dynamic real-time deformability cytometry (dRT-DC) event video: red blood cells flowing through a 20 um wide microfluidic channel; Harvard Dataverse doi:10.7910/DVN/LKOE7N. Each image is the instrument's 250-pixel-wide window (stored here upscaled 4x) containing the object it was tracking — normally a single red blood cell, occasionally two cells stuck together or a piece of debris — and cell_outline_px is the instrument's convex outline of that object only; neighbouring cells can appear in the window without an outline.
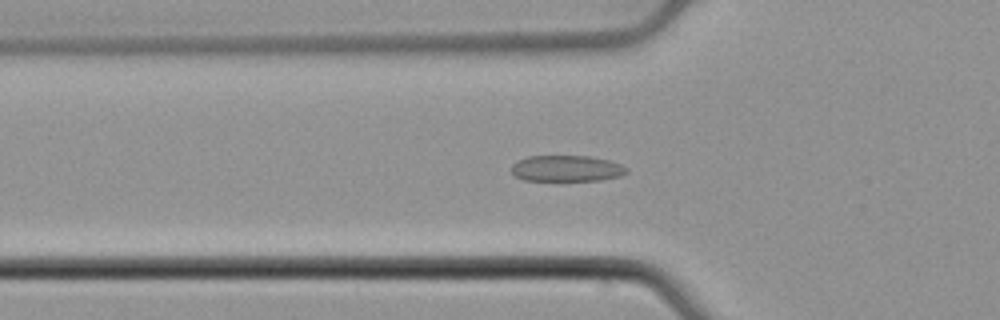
{"species": "common noctule bat (a hibernating species)", "species_latin": "Nyctalus noctula", "temperature_condition": "cold", "stored_images_in_passage": 54, "camera_frame_rate_fps": 3000, "um_per_image_px": 0.085, "animal": {"sex": "male", "body_mass_g": 21.5, "forearm_length_mm": 52.0}, "frame": {"image": 1, "passage_image": 18, "time_ms": 5.667, "image_size_px": [1000, 320], "cell_outline_px": [[628, 172], [620, 176], [600, 180], [524, 180], [512, 176], [512, 164], [528, 156], [592, 156], [608, 160], [620, 164], [628, 168]], "centroid_in_image_um": [48.16, 14.32], "position_along_channel_um": 77.6, "area_um2": 17.51}}
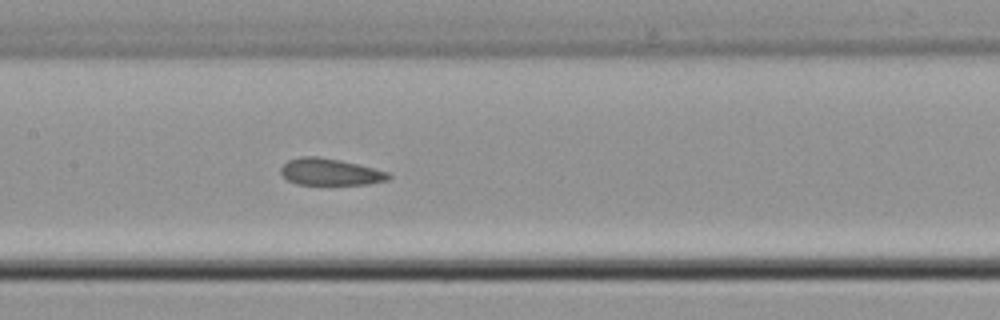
{"frame": {"image": 2, "passage_image": 26, "time_ms": 8.333, "image_size_px": [1000, 320], "cell_outline_px": [[392, 176], [388, 180], [368, 184], [296, 184], [288, 180], [280, 172], [280, 168], [288, 160], [300, 156], [316, 156], [340, 160], [388, 172]], "centroid_in_image_um": [28.04, 14.61], "position_along_channel_um": 179.4, "area_um2": 16.65}}
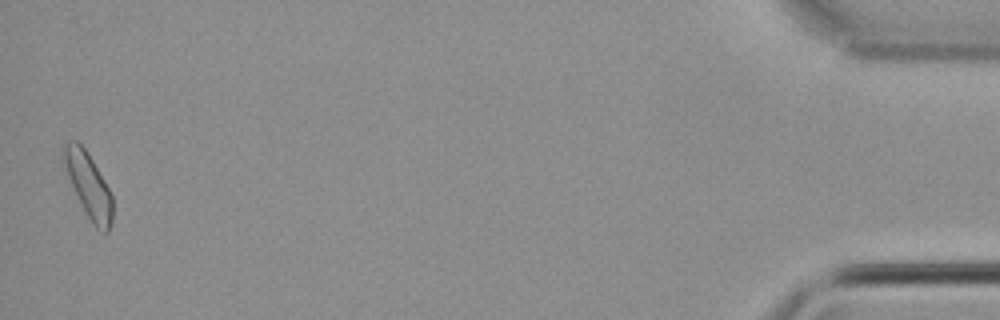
{"frame": {"image": 3, "passage_image": 53, "time_ms": 17.333, "image_size_px": [1000, 320], "cell_outline_px": [[112, 220], [108, 232], [104, 236], [92, 224], [60, 160], [64, 144], [68, 140], [76, 140], [84, 148], [92, 160], [108, 188], [112, 196]], "centroid_in_image_um": [7.5, 15.74], "position_along_channel_um": 427.7, "area_um2": 18.15}, "authors_computed_cell_mechanics": {"area_um2": 17.7157, "velocity_mm_per_s": 3.8103, "shape_relaxation_time_tau1_ms": null, "shape_relaxation_time_tau2_ms": 1.0622, "deformation_change_tau1": null, "deformation_change_tau2": 0.0695}}